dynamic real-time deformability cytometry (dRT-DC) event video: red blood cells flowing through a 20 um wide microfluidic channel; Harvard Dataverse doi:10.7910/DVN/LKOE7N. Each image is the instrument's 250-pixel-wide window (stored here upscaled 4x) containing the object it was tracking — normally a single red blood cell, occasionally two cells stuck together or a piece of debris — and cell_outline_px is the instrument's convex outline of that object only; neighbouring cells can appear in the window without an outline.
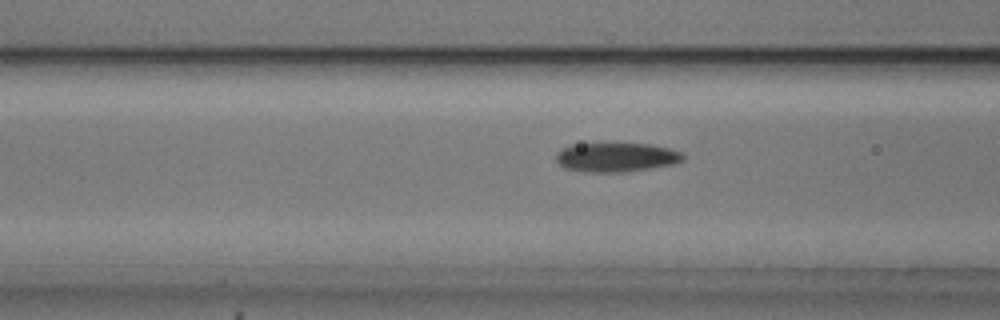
{"species": "common noctule bat (a hibernating species)", "species_latin": "Nyctalus noctula", "temperature_condition": "cold", "stored_images_in_passage": 46, "camera_frame_rate_fps": 3000, "um_per_image_px": 0.085, "animal": {"sex": "male", "body_mass_g": 20.5, "forearm_length_mm": 52.5}, "frame": {"image": 1, "passage_image": 13, "time_ms": 4.0, "image_size_px": [1000, 320], "cell_outline_px": [[684, 160], [672, 164], [628, 172], [580, 172], [564, 168], [556, 160], [556, 152], [572, 144], [648, 144], [668, 148], [680, 152], [684, 156]], "centroid_in_image_um": [52.35, 13.38], "position_along_channel_um": 114.3, "area_um2": 21.5}}
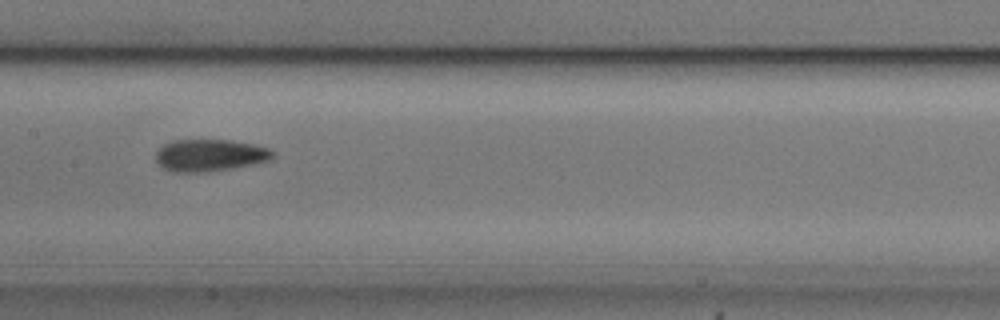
{"frame": {"image": 2, "passage_image": 19, "time_ms": 6.0, "image_size_px": [1000, 320], "cell_outline_px": [[276, 156], [268, 160], [252, 164], [232, 168], [204, 172], [172, 172], [156, 164], [156, 152], [160, 144], [172, 140], [232, 140], [256, 144], [268, 148]], "centroid_in_image_um": [17.78, 13.19], "position_along_channel_um": 189.6, "area_um2": 22.08}}
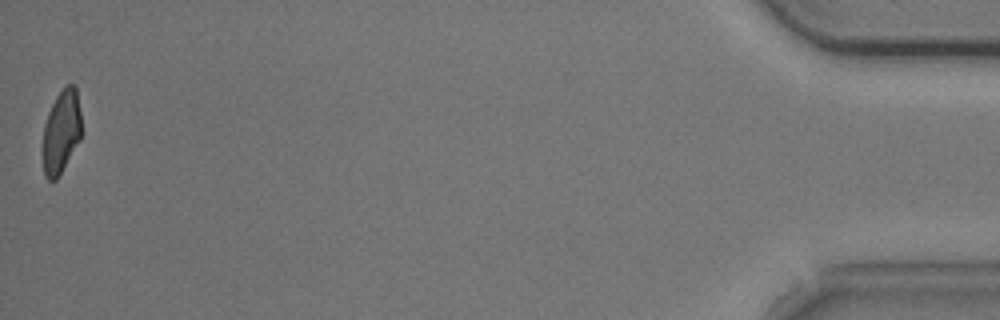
{"frame": {"image": 3, "passage_image": 46, "time_ms": 15.0, "image_size_px": [1000, 320], "cell_outline_px": [[84, 132], [80, 140], [56, 180], [48, 180], [44, 176], [44, 124], [48, 112], [56, 96], [68, 84], [72, 84], [76, 88]], "centroid_in_image_um": [5.25, 11.18], "position_along_channel_um": 429.9, "area_um2": 18.73}, "authors_computed_cell_mechanics": {"area_um2": 21.4149, "velocity_mm_per_s": 3.7449, "shape_relaxation_time_tau1_ms": 2.7034, "shape_relaxation_time_tau2_ms": 3.7305, "deformation_change_tau1": 0.1115, "deformation_change_tau2": 0.0974}}